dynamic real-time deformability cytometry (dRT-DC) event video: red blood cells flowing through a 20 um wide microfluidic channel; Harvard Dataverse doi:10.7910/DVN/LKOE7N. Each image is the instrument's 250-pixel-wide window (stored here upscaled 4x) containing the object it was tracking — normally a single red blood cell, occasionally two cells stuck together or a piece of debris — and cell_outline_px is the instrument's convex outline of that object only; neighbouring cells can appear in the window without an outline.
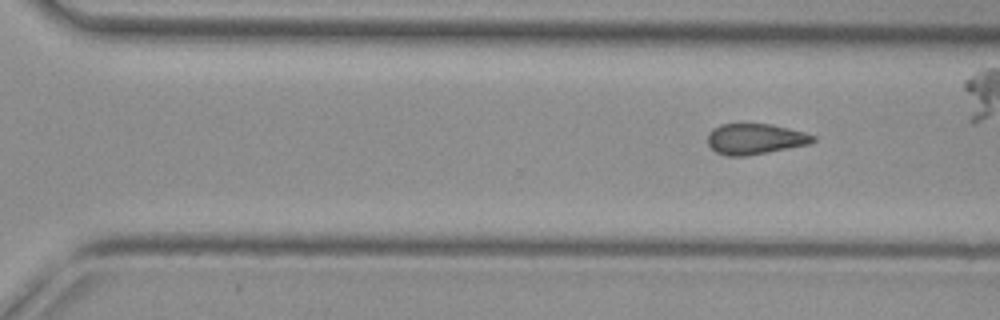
{"species": "common noctule bat (a hibernating species)", "species_latin": "Nyctalus noctula", "temperature_condition": "cold", "stored_images_in_passage": 9, "segment_of_instrument_passage": [2, 2], "camera_frame_rate_fps": 3000, "um_per_image_px": 0.085, "animal": {"sex": "female", "body_mass_g": 29.2, "forearm_length_mm": 56.3}, "frame": {"image": 1, "passage_image": 9, "time_ms": 2.667, "image_size_px": [1000, 320], "cell_outline_px": [[816, 140], [808, 144], [748, 156], [724, 156], [716, 152], [708, 144], [708, 132], [712, 128], [720, 124], [740, 120], [772, 124], [804, 132], [816, 136]], "centroid_in_image_um": [64.12, 11.76], "position_along_channel_um": 306.5, "area_um2": 19.65}}